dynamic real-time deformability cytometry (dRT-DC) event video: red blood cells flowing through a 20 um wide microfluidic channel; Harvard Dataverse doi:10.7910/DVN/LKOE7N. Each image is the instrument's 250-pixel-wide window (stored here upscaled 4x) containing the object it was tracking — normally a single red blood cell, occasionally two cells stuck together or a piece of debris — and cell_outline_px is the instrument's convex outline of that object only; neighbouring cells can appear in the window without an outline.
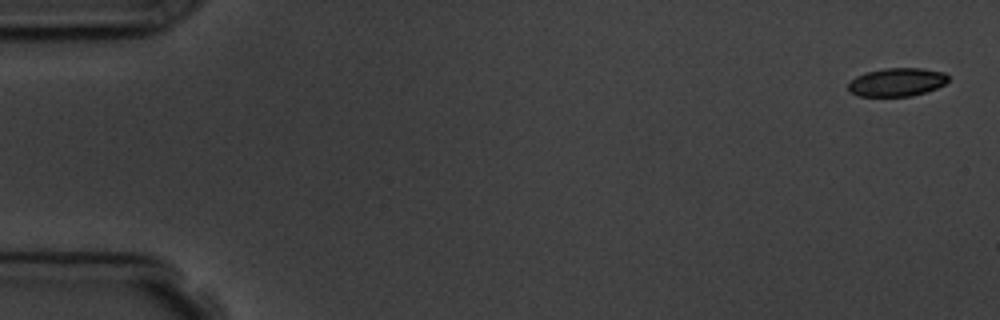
{"species": "common noctule bat (a hibernating species)", "species_latin": "Nyctalus noctula", "temperature_condition": "room temperature", "stored_images_in_passage": 5, "camera_frame_rate_fps": 3000, "um_per_image_px": 0.085, "animal": {"sex": "male", "body_mass_g": 19.5, "forearm_length_mm": 54.6}, "frame": {"image": 1, "passage_image": 1, "time_ms": 0.0, "image_size_px": [1000, 320], "cell_outline_px": [[948, 80], [944, 84], [936, 88], [912, 96], [860, 96], [848, 92], [848, 84], [856, 76], [868, 72], [884, 68], [920, 68], [944, 72], [948, 76]], "centroid_in_image_um": [76.22, 6.98], "position_along_channel_um": 8.8, "area_um2": 16.42}}
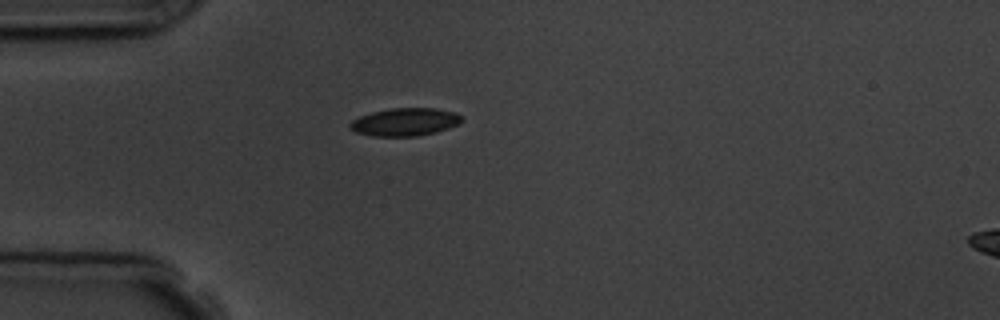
{"frame": {"image": 2, "passage_image": 5, "time_ms": 4.667, "image_size_px": [1000, 320], "cell_outline_px": [[464, 120], [460, 124], [436, 132], [416, 136], [372, 136], [356, 132], [348, 128], [348, 124], [352, 120], [360, 116], [372, 112], [392, 108], [436, 108], [456, 112]], "centroid_in_image_um": [34.42, 10.36], "position_along_channel_um": 50.6, "area_um2": 18.26}}